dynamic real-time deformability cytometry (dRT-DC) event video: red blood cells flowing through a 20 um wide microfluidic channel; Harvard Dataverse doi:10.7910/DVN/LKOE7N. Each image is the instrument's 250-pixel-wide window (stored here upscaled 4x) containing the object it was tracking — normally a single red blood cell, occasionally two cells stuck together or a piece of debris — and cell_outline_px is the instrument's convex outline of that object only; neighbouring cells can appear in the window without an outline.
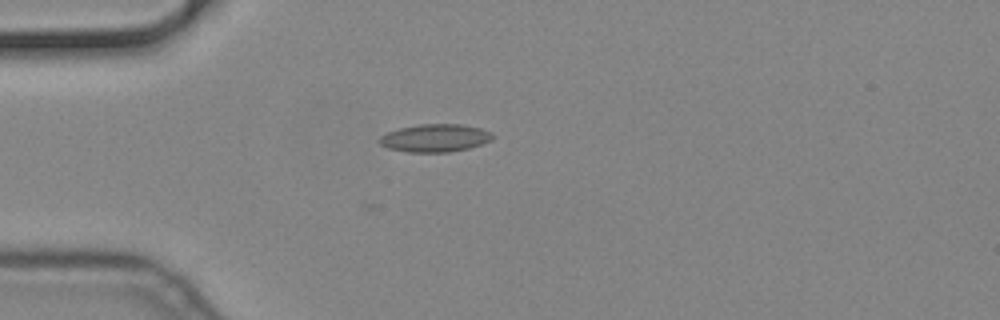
{"species": "common noctule bat (a hibernating species)", "species_latin": "Nyctalus noctula", "temperature_condition": "cold", "stored_images_in_passage": 27, "camera_frame_rate_fps": 3000, "um_per_image_px": 0.085, "animal": {"sex": "male", "body_mass_g": 19.2, "forearm_length_mm": 51.8}, "frame": {"image": 1, "passage_image": 1, "time_ms": 0.0, "image_size_px": [1000, 320], "cell_outline_px": [[492, 140], [468, 148], [448, 152], [408, 152], [388, 148], [380, 144], [376, 140], [380, 136], [388, 132], [400, 128], [420, 124], [460, 124], [480, 128], [492, 132]], "centroid_in_image_um": [36.95, 11.73], "position_along_channel_um": 48.1, "area_um2": 18.26}}
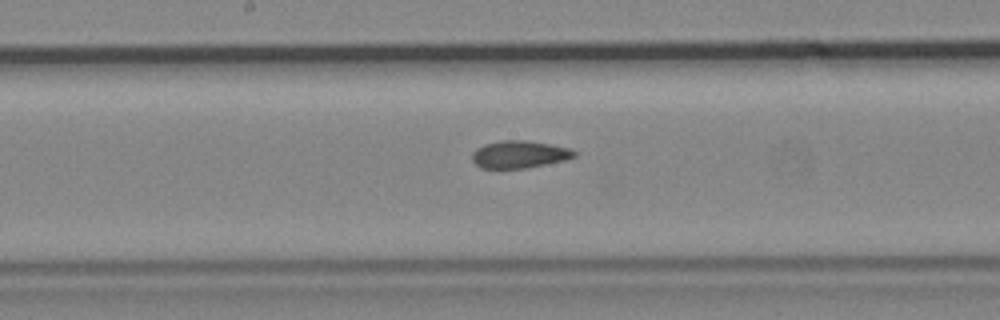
{"frame": {"image": 2, "passage_image": 15, "time_ms": 4.667, "image_size_px": [1000, 320], "cell_outline_px": [[576, 156], [564, 160], [524, 168], [480, 168], [472, 160], [472, 152], [476, 148], [484, 144], [500, 140], [524, 140], [572, 148], [576, 152]], "centroid_in_image_um": [44.12, 13.11], "position_along_channel_um": 204.1, "area_um2": 16.24}}
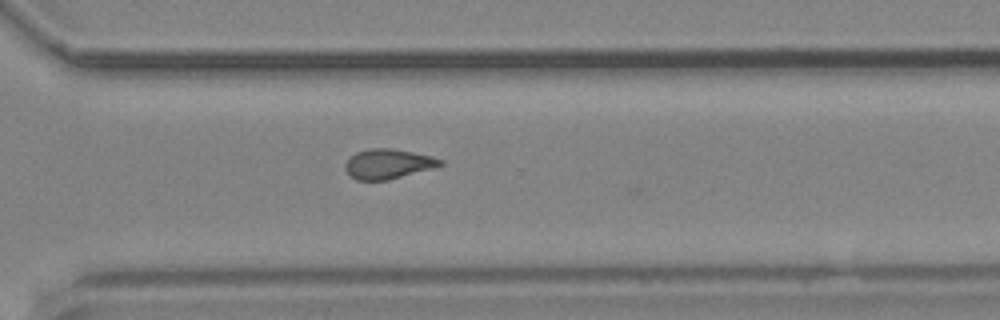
{"frame": {"image": 3, "passage_image": 26, "time_ms": 8.333, "image_size_px": [1000, 320], "cell_outline_px": [[444, 164], [432, 168], [388, 180], [356, 180], [348, 176], [344, 168], [344, 164], [348, 156], [356, 152], [368, 148], [392, 148], [432, 156], [444, 160]], "centroid_in_image_um": [32.92, 13.93], "position_along_channel_um": 337.7, "area_um2": 16.76}}